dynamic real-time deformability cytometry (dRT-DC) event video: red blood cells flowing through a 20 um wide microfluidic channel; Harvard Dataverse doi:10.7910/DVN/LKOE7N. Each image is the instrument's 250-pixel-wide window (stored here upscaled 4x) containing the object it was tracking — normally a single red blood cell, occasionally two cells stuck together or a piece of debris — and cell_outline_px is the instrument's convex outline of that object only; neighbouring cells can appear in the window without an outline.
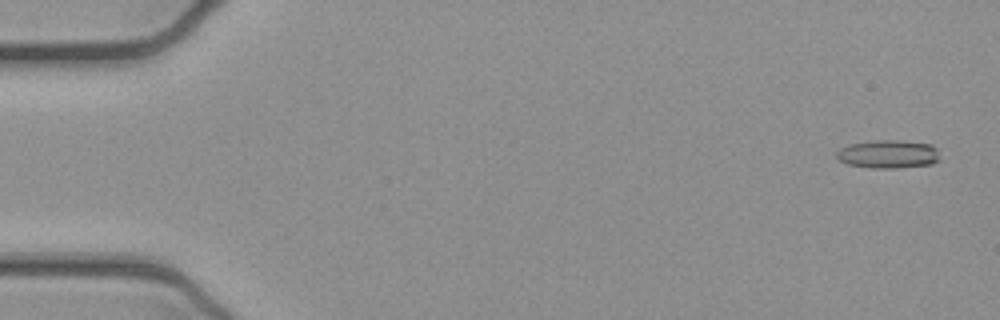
{"species": "common noctule bat (a hibernating species)", "species_latin": "Nyctalus noctula", "temperature_condition": "cold", "stored_images_in_passage": 53, "camera_frame_rate_fps": 3000, "um_per_image_px": 0.085, "animal": {"sex": "female", "body_mass_g": 21.9}, "frame": {"image": 1, "passage_image": 2, "time_ms": 0.333, "image_size_px": [1000, 320], "cell_outline_px": [[940, 160], [932, 164], [900, 168], [872, 168], [848, 164], [840, 160], [836, 156], [836, 152], [840, 148], [852, 144], [872, 140], [896, 140], [932, 144], [936, 148]], "centroid_in_image_um": [75.52, 13.1], "position_along_channel_um": 9.5, "area_um2": 17.05}}
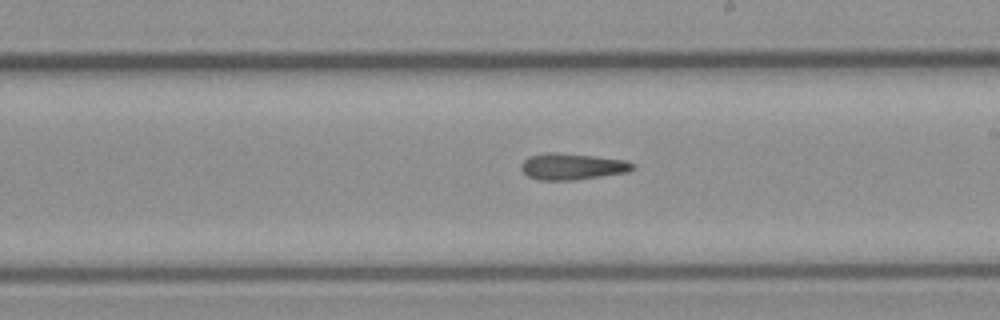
{"frame": {"image": 2, "passage_image": 30, "time_ms": 9.667, "image_size_px": [1000, 320], "cell_outline_px": [[636, 168], [628, 172], [576, 180], [540, 180], [528, 176], [520, 168], [520, 164], [528, 156], [544, 152], [556, 152], [596, 156], [624, 160], [636, 164]], "centroid_in_image_um": [48.64, 14.14], "position_along_channel_um": 240.4, "area_um2": 17.4}}
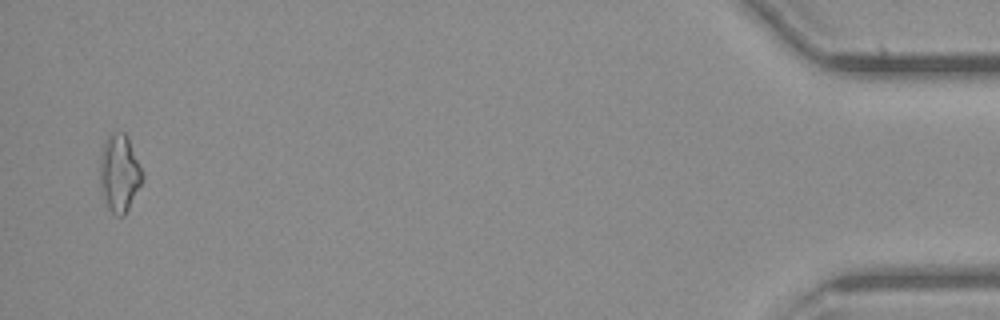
{"frame": {"image": 3, "passage_image": 51, "time_ms": 16.667, "image_size_px": [1000, 320], "cell_outline_px": [[144, 180], [124, 216], [116, 216], [108, 208], [100, 192], [100, 156], [104, 140], [112, 132], [124, 132], [128, 136], [144, 172]], "centroid_in_image_um": [10.16, 14.71], "position_along_channel_um": 425.0, "area_um2": 19.65}}